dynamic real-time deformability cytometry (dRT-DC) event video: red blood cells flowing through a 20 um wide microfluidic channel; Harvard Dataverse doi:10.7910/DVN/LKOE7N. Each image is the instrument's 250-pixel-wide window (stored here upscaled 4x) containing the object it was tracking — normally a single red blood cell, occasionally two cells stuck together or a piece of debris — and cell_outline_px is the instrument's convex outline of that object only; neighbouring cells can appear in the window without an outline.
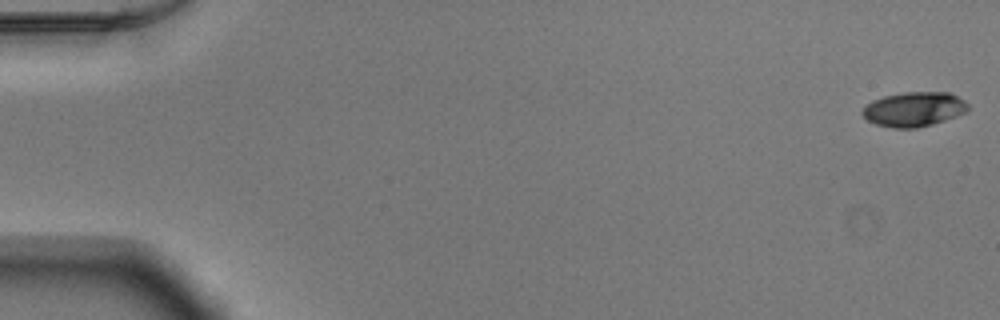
{"species": "Egyptian fruit bat (a non-hibernating species)", "species_latin": "Rousettus aegyptiacus", "temperature_condition": "warm", "stored_images_in_passage": 53, "camera_frame_rate_fps": 3000, "um_per_image_px": 0.085, "animal": {"sex": "male"}, "frame": {"image": 1, "passage_image": 1, "time_ms": 0.0, "image_size_px": [1000, 320], "cell_outline_px": [[968, 112], [932, 124], [916, 128], [892, 128], [876, 124], [868, 120], [860, 112], [872, 100], [884, 96], [904, 92], [948, 92], [964, 100], [968, 104]], "centroid_in_image_um": [77.69, 9.28], "position_along_channel_um": 7.3, "area_um2": 21.21}}
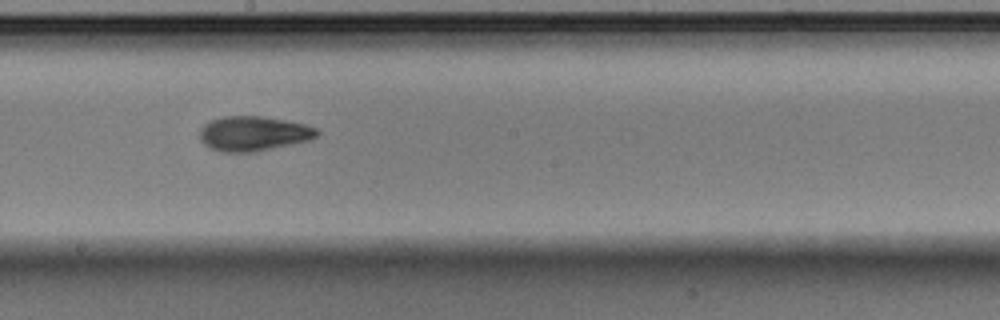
{"frame": {"image": 2, "passage_image": 30, "time_ms": 9.667, "image_size_px": [1000, 320], "cell_outline_px": [[320, 132], [316, 136], [308, 140], [256, 152], [220, 152], [204, 144], [200, 140], [200, 128], [204, 124], [212, 120], [224, 116], [260, 116], [284, 120], [304, 124], [316, 128]], "centroid_in_image_um": [21.52, 11.35], "position_along_channel_um": 226.7, "area_um2": 23.58}}
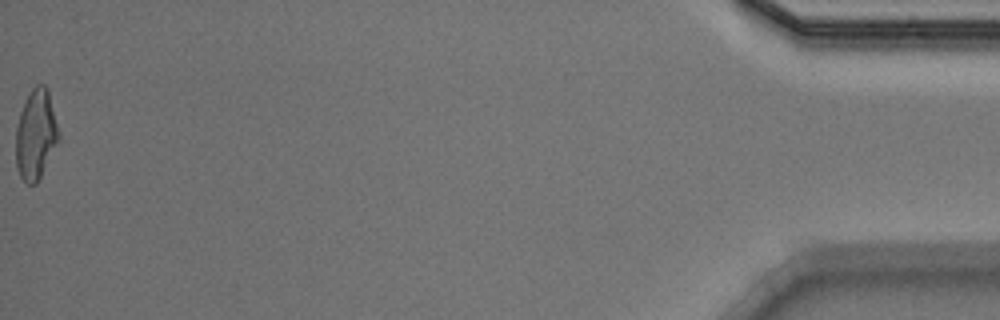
{"frame": {"image": 3, "passage_image": 53, "time_ms": 17.333, "image_size_px": [1000, 320], "cell_outline_px": [[60, 140], [36, 184], [28, 184], [20, 176], [16, 168], [16, 128], [20, 112], [28, 92], [36, 84], [44, 84], [48, 88], [60, 132]], "centroid_in_image_um": [3.06, 11.4], "position_along_channel_um": 432.1, "area_um2": 22.77}, "authors_computed_cell_mechanics": {"area_um2": 22.3108, "velocity_mm_per_s": 3.9111, "shape_relaxation_time_tau1_ms": 3.8486, "shape_relaxation_time_tau2_ms": 3.9593, "deformation_change_tau1": 0.1605, "deformation_change_tau2": 0.0976}}